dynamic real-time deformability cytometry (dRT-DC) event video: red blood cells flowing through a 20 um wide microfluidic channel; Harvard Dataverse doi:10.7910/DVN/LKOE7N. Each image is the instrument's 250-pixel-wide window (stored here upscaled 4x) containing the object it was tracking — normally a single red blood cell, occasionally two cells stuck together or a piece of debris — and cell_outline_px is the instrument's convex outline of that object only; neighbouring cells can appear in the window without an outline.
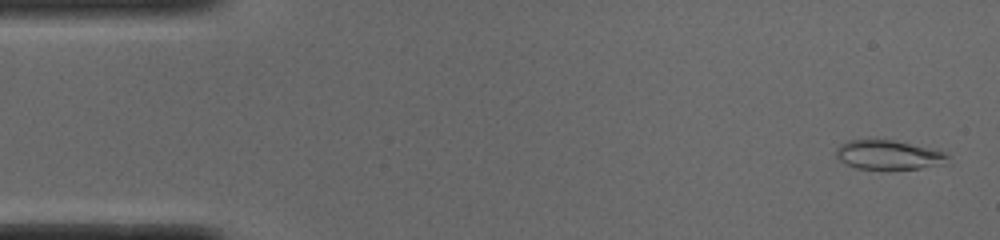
{"species": "common noctule bat (a hibernating species)", "species_latin": "Nyctalus noctula", "temperature_condition": "cold", "stored_images_in_passage": 47, "camera_frame_rate_fps": 3000, "um_per_image_px": 0.085, "animal": {"sex": "male", "body_mass_g": 19.0, "forearm_length_mm": 50.8}, "frame": {"image": 1, "passage_image": 1, "time_ms": 0.0, "image_size_px": [1000, 240], "cell_outline_px": [[948, 156], [932, 164], [920, 168], [856, 168], [840, 160], [836, 156], [836, 148], [840, 144], [848, 140], [892, 140], [944, 152]], "centroid_in_image_um": [75.35, 13.14], "position_along_channel_um": 9.7, "area_um2": 17.86}}
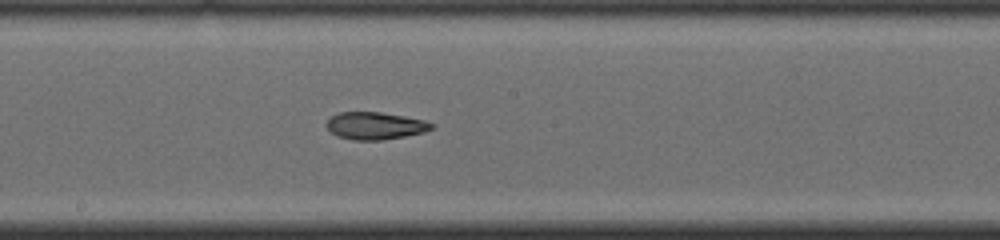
{"frame": {"image": 2, "passage_image": 26, "time_ms": 8.333, "image_size_px": [1000, 240], "cell_outline_px": [[436, 124], [432, 128], [424, 132], [404, 136], [380, 140], [352, 140], [336, 136], [328, 128], [328, 120], [332, 116], [340, 112], [380, 112], [404, 116], [424, 120]], "centroid_in_image_um": [31.91, 10.69], "position_along_channel_um": 216.3, "area_um2": 16.59}}
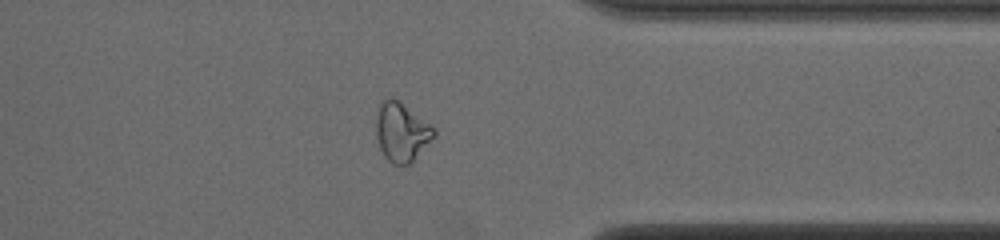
{"frame": {"image": 3, "passage_image": 39, "time_ms": 12.667, "image_size_px": [1000, 240], "cell_outline_px": [[436, 136], [408, 164], [392, 164], [384, 156], [380, 148], [376, 136], [376, 116], [380, 104], [388, 96], [392, 96], [400, 100], [436, 128]], "centroid_in_image_um": [34.14, 11.17], "position_along_channel_um": 377.3, "area_um2": 20.0}, "authors_computed_cell_mechanics": {"area_um2": 18.3804, "velocity_mm_per_s": 3.8933, "shape_relaxation_time_tau1_ms": null, "shape_relaxation_time_tau2_ms": 3.236, "deformation_change_tau1": null, "deformation_change_tau2": 0.0968}}